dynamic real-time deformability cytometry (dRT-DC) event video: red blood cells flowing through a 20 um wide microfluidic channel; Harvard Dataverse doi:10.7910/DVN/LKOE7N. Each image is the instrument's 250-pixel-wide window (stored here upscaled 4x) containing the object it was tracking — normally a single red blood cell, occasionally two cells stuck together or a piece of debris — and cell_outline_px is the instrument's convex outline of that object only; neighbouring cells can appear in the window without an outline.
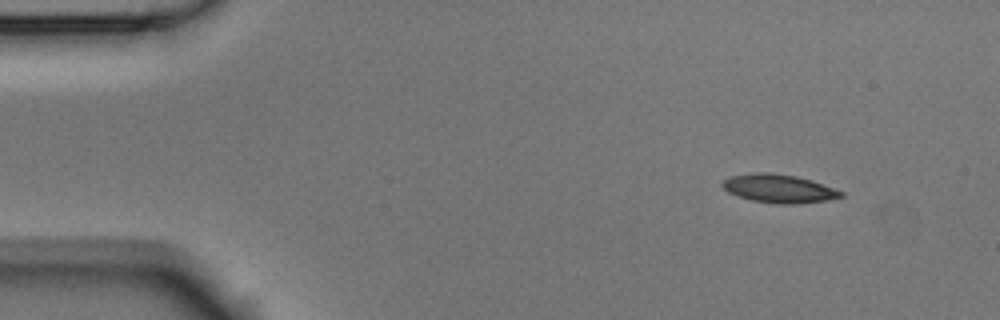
{"species": "Egyptian fruit bat (a non-hibernating species)", "species_latin": "Rousettus aegyptiacus", "temperature_condition": "room temperature", "stored_images_in_passage": 4, "camera_frame_rate_fps": 3000, "um_per_image_px": 0.085, "animal": {"sex": "male"}, "frame": {"image": 1, "passage_image": 1, "time_ms": 0.0, "image_size_px": [1000, 320], "cell_outline_px": [[844, 196], [828, 200], [792, 204], [780, 204], [752, 200], [728, 192], [720, 184], [724, 180], [732, 176], [752, 172], [768, 172], [796, 176], [812, 180], [844, 192]], "centroid_in_image_um": [66.22, 16.02], "position_along_channel_um": 18.8, "area_um2": 19.48}}
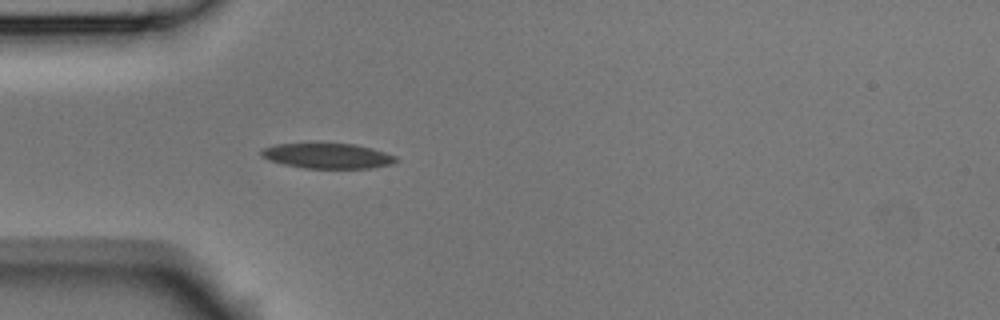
{"frame": {"image": 2, "passage_image": 4, "time_ms": 1.0, "image_size_px": [1000, 320], "cell_outline_px": [[400, 160], [392, 164], [372, 168], [304, 168], [284, 164], [268, 160], [260, 156], [260, 152], [264, 148], [276, 144], [316, 140], [356, 144], [372, 148], [396, 156]], "centroid_in_image_um": [27.81, 13.19], "position_along_channel_um": 57.2, "area_um2": 20.87}}